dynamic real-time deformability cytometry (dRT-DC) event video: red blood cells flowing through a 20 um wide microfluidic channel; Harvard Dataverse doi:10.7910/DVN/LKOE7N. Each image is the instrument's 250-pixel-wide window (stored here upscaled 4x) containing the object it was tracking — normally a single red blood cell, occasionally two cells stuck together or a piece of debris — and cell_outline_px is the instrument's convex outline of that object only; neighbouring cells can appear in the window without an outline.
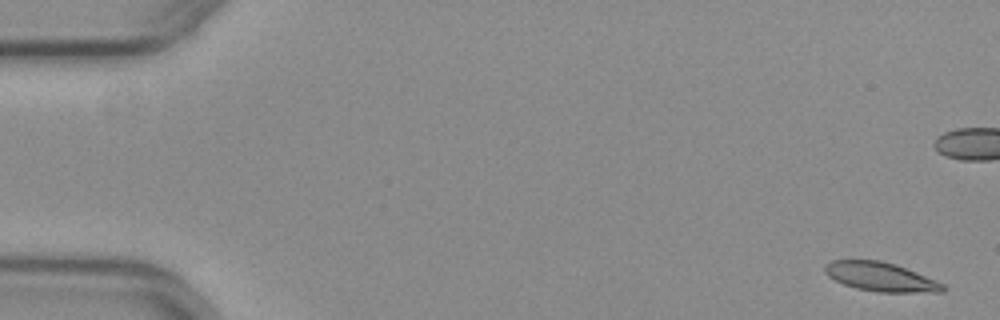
{"species": "common noctule bat (a hibernating species)", "species_latin": "Nyctalus noctula", "temperature_condition": "warm", "stored_images_in_passage": 54, "camera_frame_rate_fps": 3000, "um_per_image_px": 0.085, "animal": {"sex": "female", "body_mass_g": 29.2, "forearm_length_mm": 56.3}, "frame": {"image": 1, "passage_image": 2, "time_ms": 0.333, "image_size_px": [1000, 320], "cell_outline_px": [[948, 288], [944, 292], [876, 292], [856, 288], [844, 284], [828, 276], [824, 272], [824, 264], [832, 260], [880, 260], [896, 264], [936, 280], [944, 284]], "centroid_in_image_um": [74.87, 23.53], "position_along_channel_um": 10.1, "area_um2": 20.06}}
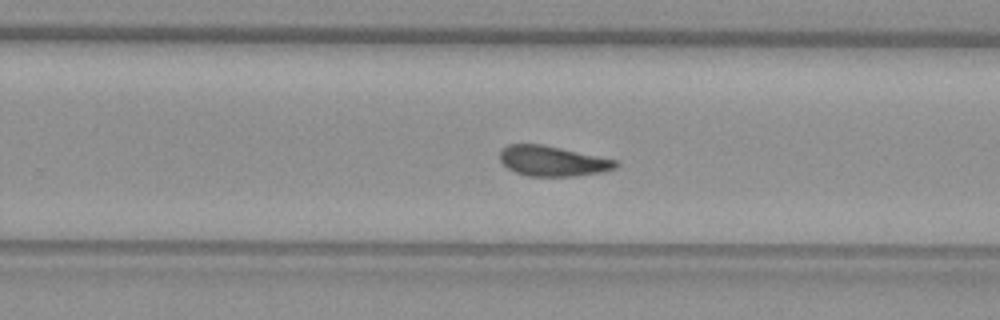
{"frame": {"image": 2, "passage_image": 34, "time_ms": 11.0, "image_size_px": [1000, 320], "cell_outline_px": [[620, 164], [616, 168], [604, 172], [572, 176], [528, 176], [516, 172], [508, 168], [500, 160], [500, 148], [508, 144], [544, 144], [620, 160]], "centroid_in_image_um": [47.02, 13.67], "position_along_channel_um": 282.8, "area_um2": 20.75}}
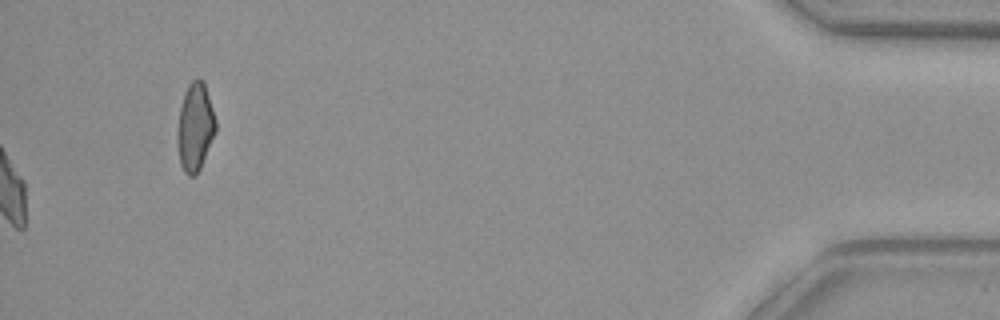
{"frame": {"image": 3, "passage_image": 54, "time_ms": 17.667, "image_size_px": [1000, 320], "cell_outline_px": [[216, 132], [200, 168], [196, 176], [188, 176], [184, 172], [180, 164], [180, 108], [184, 92], [188, 84], [196, 76], [204, 80], [216, 120]], "centroid_in_image_um": [16.64, 10.74], "position_along_channel_um": 418.6, "area_um2": 19.13}, "authors_computed_cell_mechanics": {"area_um2": 20.5479, "velocity_mm_per_s": 3.9365, "shape_relaxation_time_tau1_ms": null, "shape_relaxation_time_tau2_ms": 3.8002, "deformation_change_tau1": null, "deformation_change_tau2": 0.1093}}